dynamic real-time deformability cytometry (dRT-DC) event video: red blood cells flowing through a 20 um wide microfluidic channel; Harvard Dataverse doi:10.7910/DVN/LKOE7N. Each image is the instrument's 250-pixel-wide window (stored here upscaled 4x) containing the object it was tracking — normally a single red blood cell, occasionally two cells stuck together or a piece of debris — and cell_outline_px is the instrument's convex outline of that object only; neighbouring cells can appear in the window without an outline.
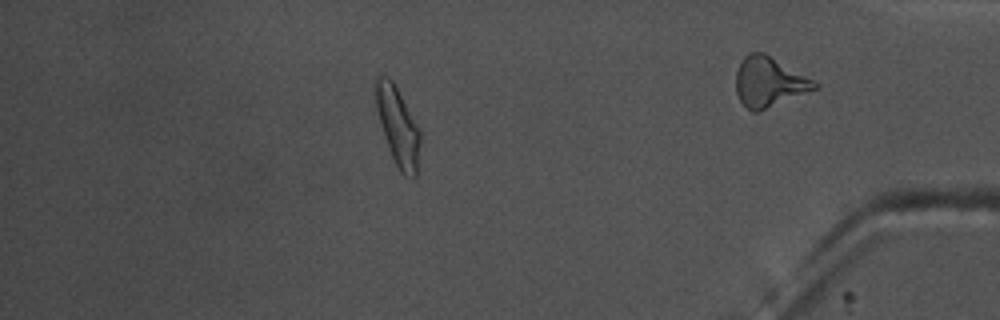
{"species": "common noctule bat (a hibernating species)", "species_latin": "Nyctalus noctula", "temperature_condition": "warm", "stored_images_in_passage": 56, "camera_frame_rate_fps": 3000, "um_per_image_px": 0.085, "animal": {"sex": "male", "body_mass_g": 17.5, "forearm_length_mm": 52.3}, "frame": {"image": 1, "passage_image": 48, "time_ms": 15.667, "image_size_px": [1000, 320], "cell_outline_px": [[420, 144], [416, 176], [412, 180], [404, 176], [400, 172], [392, 156], [384, 136], [380, 124], [376, 108], [376, 76], [388, 76], [392, 80], [420, 128]], "centroid_in_image_um": [33.84, 10.78], "position_along_channel_um": 401.4, "area_um2": 20.23}, "authors_computed_cell_mechanics": {"area_um2": 18.1492, "velocity_mm_per_s": 3.6449, "shape_relaxation_time_tau1_ms": 5.1293, "shape_relaxation_time_tau2_ms": 2.9683, "deformation_change_tau1": 0.1667, "deformation_change_tau2": 0.1023}}